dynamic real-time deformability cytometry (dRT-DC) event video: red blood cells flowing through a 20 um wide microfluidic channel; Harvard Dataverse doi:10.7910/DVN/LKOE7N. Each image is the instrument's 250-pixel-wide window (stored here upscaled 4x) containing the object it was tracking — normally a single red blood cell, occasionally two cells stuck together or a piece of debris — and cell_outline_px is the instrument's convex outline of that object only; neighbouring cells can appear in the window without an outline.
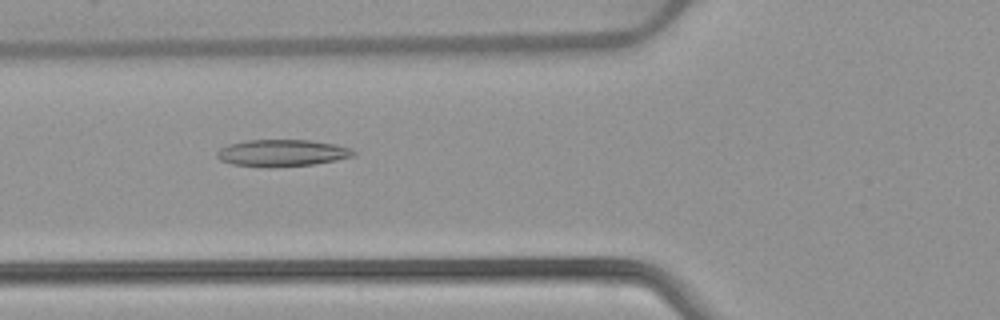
{"species": "common noctule bat (a hibernating species)", "species_latin": "Nyctalus noctula", "temperature_condition": "warm", "stored_images_in_passage": 31, "camera_frame_rate_fps": 3000, "um_per_image_px": 0.085, "animal": {"sex": "female", "body_mass_g": 22.7, "forearm_length_mm": 54.2}, "frame": {"image": 1, "passage_image": 6, "time_ms": 1.667, "image_size_px": [1000, 320], "cell_outline_px": [[356, 156], [316, 164], [272, 168], [268, 168], [232, 164], [220, 160], [216, 156], [216, 152], [220, 148], [228, 144], [248, 140], [312, 140], [336, 144], [352, 148], [356, 152]], "centroid_in_image_um": [24.0, 13.01], "position_along_channel_um": 101.8, "area_um2": 21.79}}
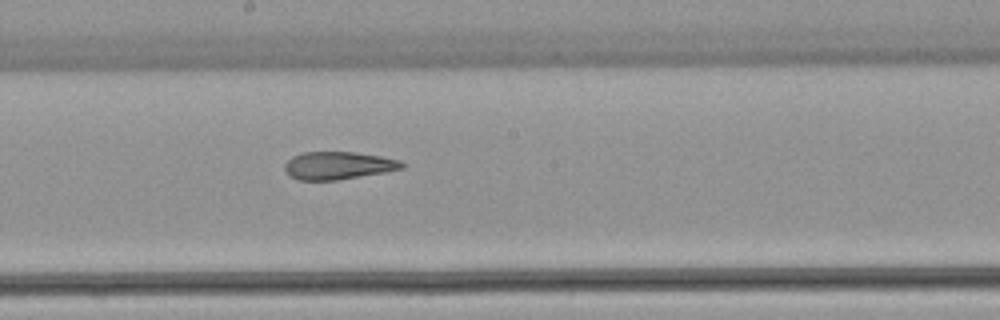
{"frame": {"image": 2, "passage_image": 15, "time_ms": 4.667, "image_size_px": [1000, 320], "cell_outline_px": [[404, 168], [384, 172], [336, 180], [296, 180], [284, 168], [284, 164], [292, 156], [304, 152], [356, 152], [380, 156], [400, 160], [404, 164]], "centroid_in_image_um": [28.74, 14.06], "position_along_channel_um": 219.5, "area_um2": 18.79}}
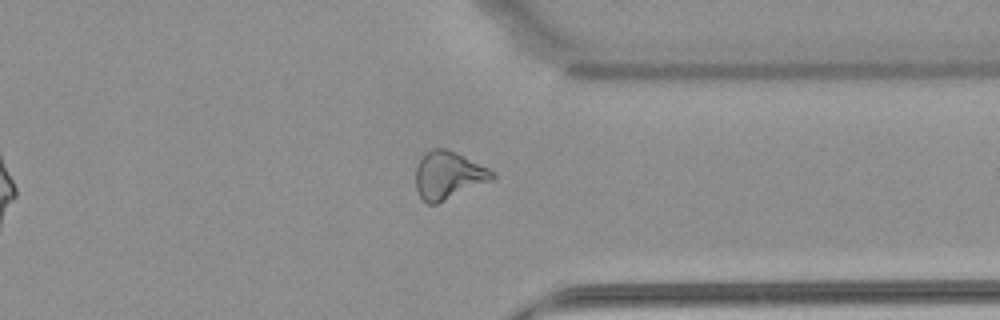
{"frame": {"image": 3, "passage_image": 27, "time_ms": 8.667, "image_size_px": [1000, 320], "cell_outline_px": [[496, 176], [492, 180], [436, 204], [428, 204], [420, 196], [416, 188], [416, 168], [420, 160], [432, 148], [448, 148], [496, 172]], "centroid_in_image_um": [38.12, 14.89], "position_along_channel_um": 373.3, "area_um2": 21.04}, "authors_computed_cell_mechanics": {"area_um2": 20.1722, "velocity_mm_per_s": 3.9078, "shape_relaxation_time_tau1_ms": null, "shape_relaxation_time_tau2_ms": 2.1791, "deformation_change_tau1": null, "deformation_change_tau2": 0.1041}}